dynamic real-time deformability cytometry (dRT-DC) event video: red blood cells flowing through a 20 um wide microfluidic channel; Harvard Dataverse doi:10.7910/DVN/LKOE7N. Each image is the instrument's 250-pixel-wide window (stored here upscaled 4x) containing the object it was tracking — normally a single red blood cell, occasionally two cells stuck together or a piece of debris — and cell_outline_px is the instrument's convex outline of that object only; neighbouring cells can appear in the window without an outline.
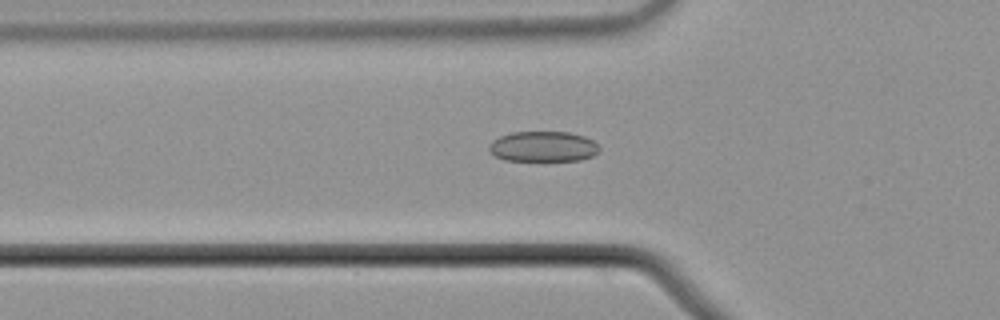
{"species": "common noctule bat (a hibernating species)", "species_latin": "Nyctalus noctula", "temperature_condition": "cold", "stored_images_in_passage": 55, "camera_frame_rate_fps": 3000, "um_per_image_px": 0.085, "animal": {"sex": "male", "body_mass_g": 21.5, "forearm_length_mm": 52.0}, "frame": {"image": 1, "passage_image": 19, "time_ms": 6.0, "image_size_px": [1000, 320], "cell_outline_px": [[600, 148], [592, 156], [580, 160], [504, 160], [488, 152], [488, 148], [492, 140], [500, 136], [512, 132], [568, 132], [584, 136], [592, 140]], "centroid_in_image_um": [46.13, 12.45], "position_along_channel_um": 79.7, "area_um2": 19.42}}
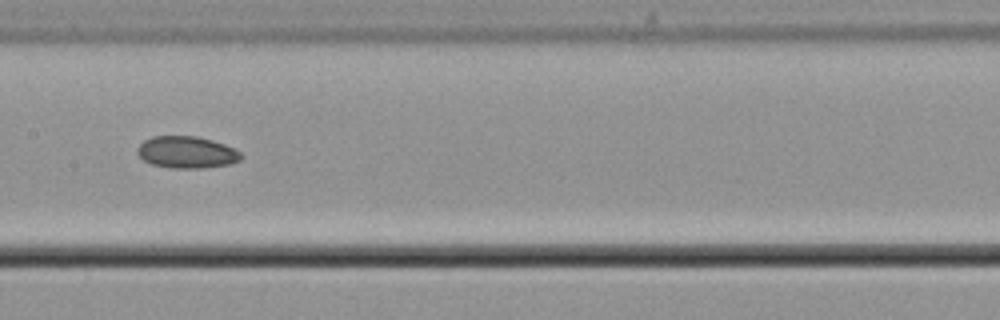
{"frame": {"image": 2, "passage_image": 28, "time_ms": 9.0, "image_size_px": [1000, 320], "cell_outline_px": [[244, 156], [240, 160], [228, 164], [200, 168], [172, 168], [152, 164], [144, 160], [136, 152], [136, 148], [144, 140], [152, 136], [196, 136], [212, 140], [224, 144], [240, 152]], "centroid_in_image_um": [15.85, 12.93], "position_along_channel_um": 191.6, "area_um2": 19.19}}
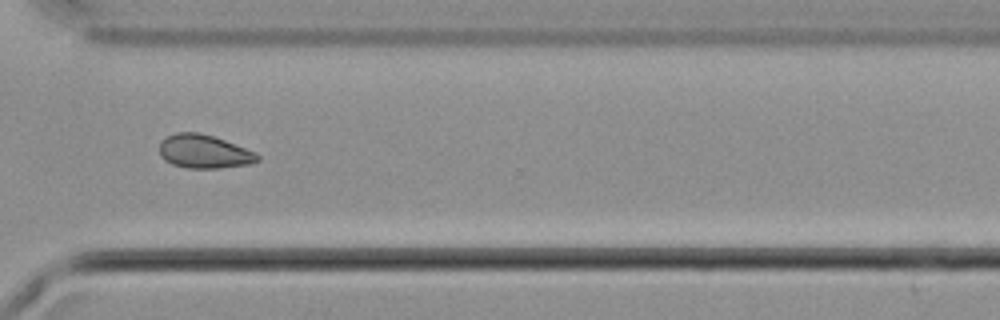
{"frame": {"image": 3, "passage_image": 41, "time_ms": 13.333, "image_size_px": [1000, 320], "cell_outline_px": [[260, 160], [252, 164], [220, 168], [188, 168], [172, 164], [164, 160], [160, 156], [160, 140], [176, 132], [200, 132], [224, 140], [256, 152], [260, 156]], "centroid_in_image_um": [17.35, 12.89], "position_along_channel_um": 353.2, "area_um2": 19.31}}